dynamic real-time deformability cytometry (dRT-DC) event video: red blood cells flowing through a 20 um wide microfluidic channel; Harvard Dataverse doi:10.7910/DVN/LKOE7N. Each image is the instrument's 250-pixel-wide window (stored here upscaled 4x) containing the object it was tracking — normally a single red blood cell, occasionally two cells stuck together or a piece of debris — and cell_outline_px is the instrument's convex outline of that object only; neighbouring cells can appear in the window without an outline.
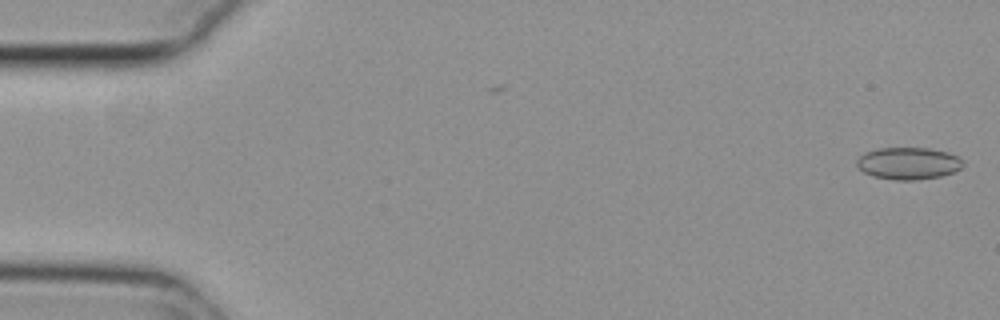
{"species": "common noctule bat (a hibernating species)", "species_latin": "Nyctalus noctula", "temperature_condition": "cold", "stored_images_in_passage": 9, "camera_frame_rate_fps": 3000, "um_per_image_px": 0.085, "animal": {"sex": "female", "body_mass_g": 29.2, "forearm_length_mm": 56.3}, "frame": {"image": 1, "passage_image": 2, "time_ms": 0.333, "image_size_px": [1000, 320], "cell_outline_px": [[964, 164], [960, 168], [952, 172], [940, 176], [916, 180], [892, 180], [872, 176], [864, 172], [856, 164], [856, 160], [864, 152], [880, 148], [928, 148], [948, 152], [960, 156], [964, 160]], "centroid_in_image_um": [77.22, 13.88], "position_along_channel_um": 7.8, "area_um2": 20.0}}